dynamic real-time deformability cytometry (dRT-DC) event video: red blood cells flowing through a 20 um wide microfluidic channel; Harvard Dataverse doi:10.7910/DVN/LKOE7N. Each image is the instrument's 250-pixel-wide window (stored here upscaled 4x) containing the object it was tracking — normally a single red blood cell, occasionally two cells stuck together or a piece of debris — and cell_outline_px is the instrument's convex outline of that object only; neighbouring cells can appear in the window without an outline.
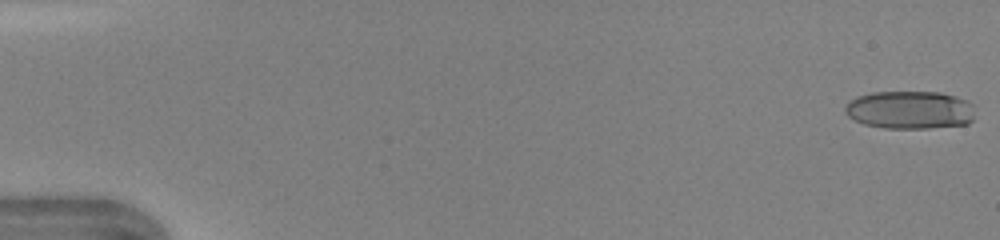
{"species": "human", "species_latin": "Homo sapiens", "temperature_condition": "warm", "stored_images_in_passage": 46, "camera_frame_rate_fps": 3000, "um_per_image_px": 0.085, "donor": {"sex": "female"}, "frame": {"image": 1, "passage_image": 1, "time_ms": 0.0, "image_size_px": [1000, 240], "cell_outline_px": [[972, 120], [968, 124], [928, 128], [884, 128], [864, 124], [848, 116], [844, 112], [844, 108], [856, 96], [872, 92], [940, 92], [956, 96], [968, 100], [972, 104]], "centroid_in_image_um": [77.34, 9.34], "position_along_channel_um": 7.7, "area_um2": 28.78}}
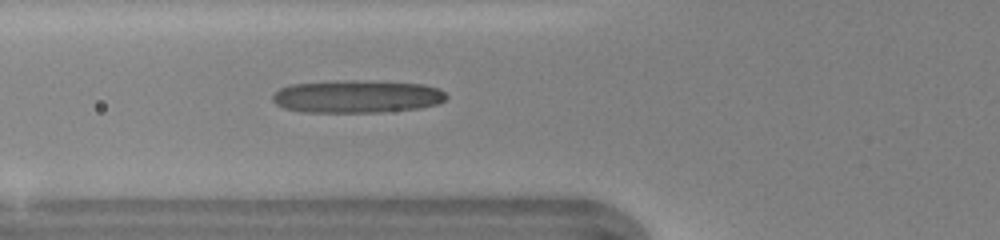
{"frame": {"image": 2, "passage_image": 18, "time_ms": 5.667, "image_size_px": [1000, 240], "cell_outline_px": [[448, 96], [444, 100], [436, 104], [420, 108], [380, 112], [300, 112], [284, 108], [276, 104], [272, 100], [272, 96], [280, 88], [292, 84], [352, 80], [356, 80], [424, 84], [440, 88]], "centroid_in_image_um": [30.35, 8.21], "position_along_channel_um": 95.5, "area_um2": 33.12}}
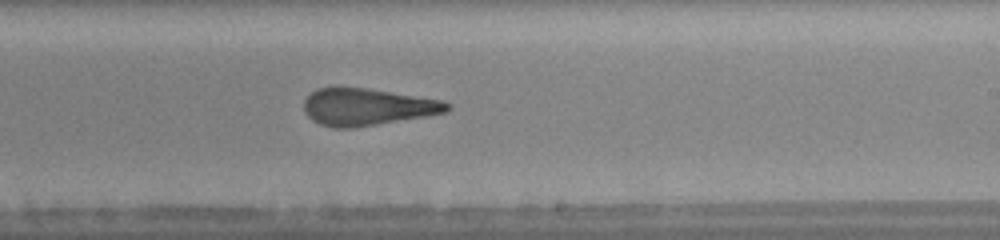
{"frame": {"image": 3, "passage_image": 29, "time_ms": 9.333, "image_size_px": [1000, 240], "cell_outline_px": [[452, 108], [448, 112], [428, 116], [376, 124], [348, 128], [332, 128], [320, 124], [312, 120], [304, 112], [304, 100], [316, 88], [364, 88], [444, 100], [452, 104]], "centroid_in_image_um": [31.25, 9.09], "position_along_channel_um": 257.7, "area_um2": 30.81}, "authors_computed_cell_mechanics": {"area_um2": 30.9519, "velocity_mm_per_s": 4.4197, "shape_relaxation_time_tau1_ms": 10.34, "shape_relaxation_time_tau2_ms": 1.8466, "deformation_change_tau1": 0.3529, "deformation_change_tau2": 0.1412}}